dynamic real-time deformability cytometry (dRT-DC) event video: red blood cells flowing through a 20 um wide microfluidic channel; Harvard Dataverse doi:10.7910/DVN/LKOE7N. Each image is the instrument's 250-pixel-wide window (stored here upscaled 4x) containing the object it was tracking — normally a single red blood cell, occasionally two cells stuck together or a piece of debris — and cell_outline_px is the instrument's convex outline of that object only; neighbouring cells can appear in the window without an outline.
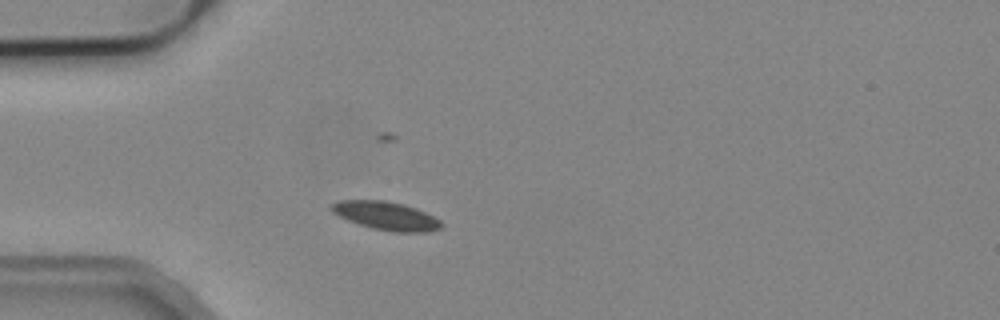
{"species": "common noctule bat (a hibernating species)", "species_latin": "Nyctalus noctula", "temperature_condition": "cold", "stored_images_in_passage": 1, "camera_frame_rate_fps": 3000, "um_per_image_px": 0.085, "animal": {"sex": "male", "body_mass_g": 19.2, "forearm_length_mm": 51.8}, "frame": {"image": 1, "passage_image": 1, "time_ms": 0.0, "image_size_px": [1000, 320], "cell_outline_px": [[444, 228], [424, 232], [392, 232], [372, 228], [348, 220], [332, 212], [328, 208], [332, 204], [340, 200], [384, 200], [404, 204], [416, 208], [440, 220], [444, 224]], "centroid_in_image_um": [32.84, 18.34], "position_along_channel_um": 52.2, "area_um2": 18.21}}